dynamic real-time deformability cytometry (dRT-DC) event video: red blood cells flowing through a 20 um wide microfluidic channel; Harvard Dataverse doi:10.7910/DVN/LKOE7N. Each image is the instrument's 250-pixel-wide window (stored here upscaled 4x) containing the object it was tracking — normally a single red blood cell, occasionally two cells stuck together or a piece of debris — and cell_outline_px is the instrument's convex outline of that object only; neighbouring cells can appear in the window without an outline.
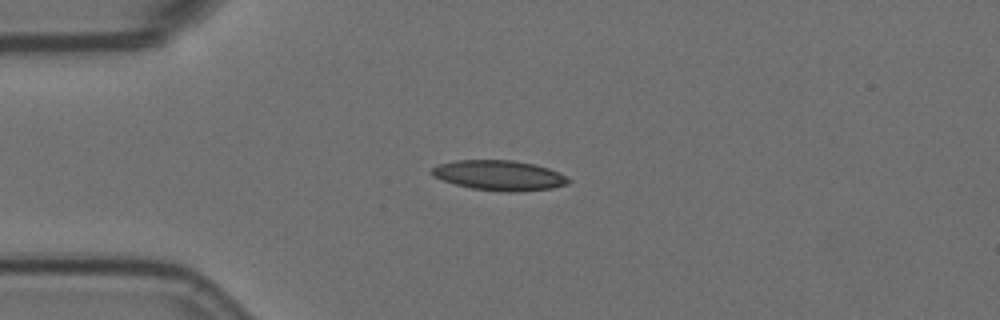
{"species": "Egyptian fruit bat (a non-hibernating species)", "species_latin": "Rousettus aegyptiacus", "temperature_condition": "room temperature", "stored_images_in_passage": 9, "camera_frame_rate_fps": 3000, "um_per_image_px": 0.085, "animal": {"sex": "female"}, "frame": {"image": 1, "passage_image": 2, "time_ms": 0.333, "image_size_px": [1000, 320], "cell_outline_px": [[572, 180], [568, 184], [552, 188], [516, 192], [504, 192], [472, 188], [440, 180], [432, 176], [432, 168], [436, 164], [456, 160], [512, 160], [532, 164], [548, 168], [560, 172], [568, 176]], "centroid_in_image_um": [42.45, 14.91], "position_along_channel_um": 42.6, "area_um2": 24.1}}
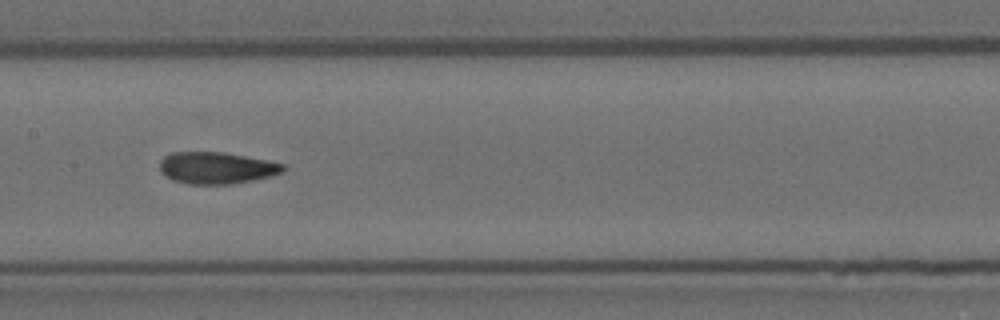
{"frame": {"image": 2, "passage_image": 6, "time_ms": 1.667, "image_size_px": [1000, 320], "cell_outline_px": [[288, 168], [284, 172], [272, 176], [232, 184], [188, 184], [172, 180], [160, 168], [160, 160], [164, 156], [172, 152], [224, 152], [284, 164]], "centroid_in_image_um": [18.44, 14.27], "position_along_channel_um": 189.0, "area_um2": 22.77}}
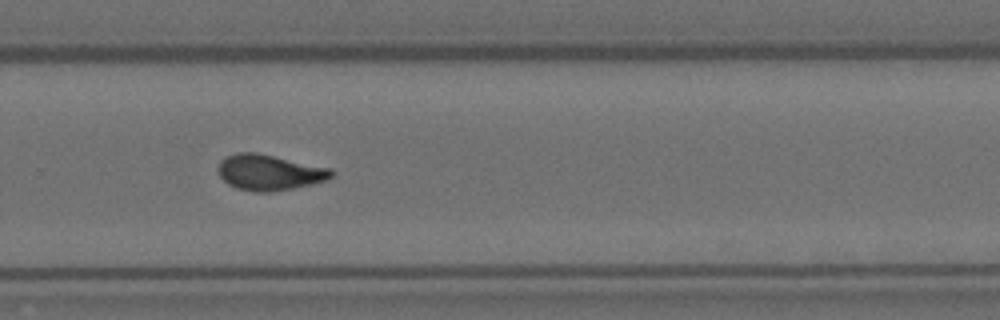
{"frame": {"image": 3, "passage_image": 9, "time_ms": 2.667, "image_size_px": [1000, 320], "cell_outline_px": [[336, 172], [328, 180], [312, 184], [292, 188], [268, 192], [256, 192], [236, 188], [228, 184], [220, 176], [220, 160], [224, 156], [236, 152], [256, 152], [332, 168]], "centroid_in_image_um": [22.93, 14.64], "position_along_channel_um": 306.9, "area_um2": 23.64}}